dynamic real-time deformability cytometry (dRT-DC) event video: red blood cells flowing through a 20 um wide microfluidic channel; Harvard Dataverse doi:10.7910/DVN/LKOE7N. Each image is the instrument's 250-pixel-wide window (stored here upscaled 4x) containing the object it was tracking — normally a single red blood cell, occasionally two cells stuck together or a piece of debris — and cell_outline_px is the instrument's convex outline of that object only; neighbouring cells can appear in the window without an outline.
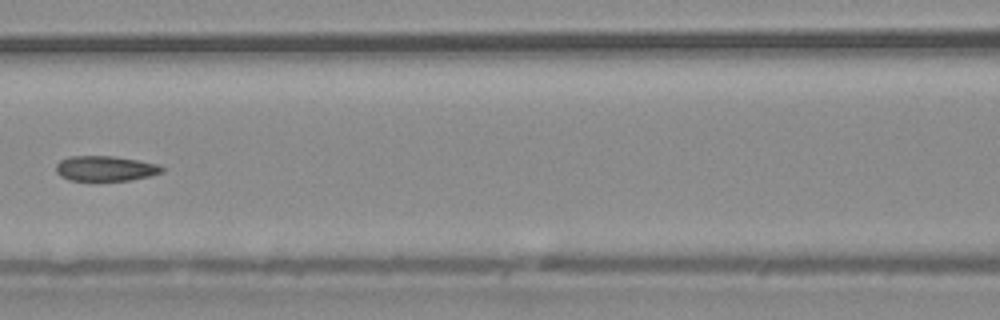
{"species": "common noctule bat (a hibernating species)", "species_latin": "Nyctalus noctula", "temperature_condition": "warm", "stored_images_in_passage": 6, "camera_frame_rate_fps": 3000, "um_per_image_px": 0.085, "animal": {"sex": "male", "body_mass_g": 20.4}, "frame": {"image": 1, "passage_image": 6, "time_ms": 1.667, "image_size_px": [1000, 320], "cell_outline_px": [[164, 172], [152, 176], [128, 180], [68, 180], [60, 176], [56, 172], [56, 164], [60, 160], [68, 156], [112, 156], [136, 160], [156, 164], [164, 168]], "centroid_in_image_um": [8.94, 14.32], "position_along_channel_um": 157.7, "area_um2": 15.49}}